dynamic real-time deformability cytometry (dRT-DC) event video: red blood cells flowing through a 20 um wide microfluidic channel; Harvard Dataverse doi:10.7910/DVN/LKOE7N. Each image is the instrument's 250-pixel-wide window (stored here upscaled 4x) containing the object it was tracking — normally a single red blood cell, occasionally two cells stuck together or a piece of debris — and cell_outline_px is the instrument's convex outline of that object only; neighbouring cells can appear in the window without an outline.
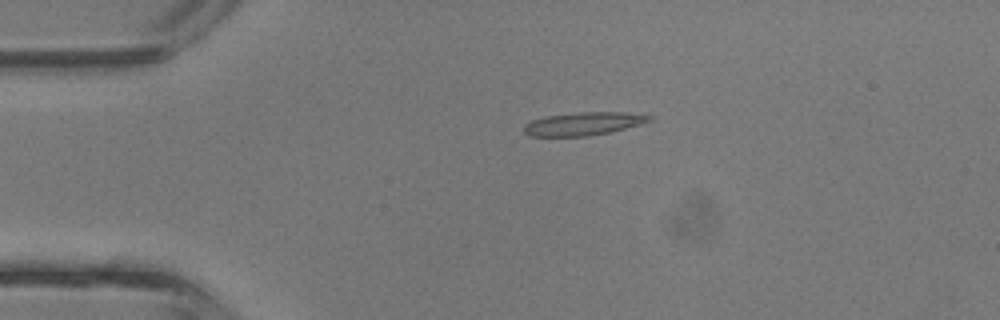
{"species": "common noctule bat (a hibernating species)", "species_latin": "Nyctalus noctula", "temperature_condition": "room temperature", "stored_images_in_passage": 4, "camera_frame_rate_fps": 3000, "um_per_image_px": 0.085, "animal": {"sex": "male", "body_mass_g": 13.3}, "frame": {"image": 1, "passage_image": 3, "time_ms": 0.667, "image_size_px": [1000, 320], "cell_outline_px": [[652, 120], [640, 124], [608, 132], [588, 136], [528, 136], [524, 132], [524, 124], [532, 120], [548, 116], [580, 112], [624, 112], [652, 116]], "centroid_in_image_um": [49.56, 10.52], "position_along_channel_um": 35.4, "area_um2": 16.65}}